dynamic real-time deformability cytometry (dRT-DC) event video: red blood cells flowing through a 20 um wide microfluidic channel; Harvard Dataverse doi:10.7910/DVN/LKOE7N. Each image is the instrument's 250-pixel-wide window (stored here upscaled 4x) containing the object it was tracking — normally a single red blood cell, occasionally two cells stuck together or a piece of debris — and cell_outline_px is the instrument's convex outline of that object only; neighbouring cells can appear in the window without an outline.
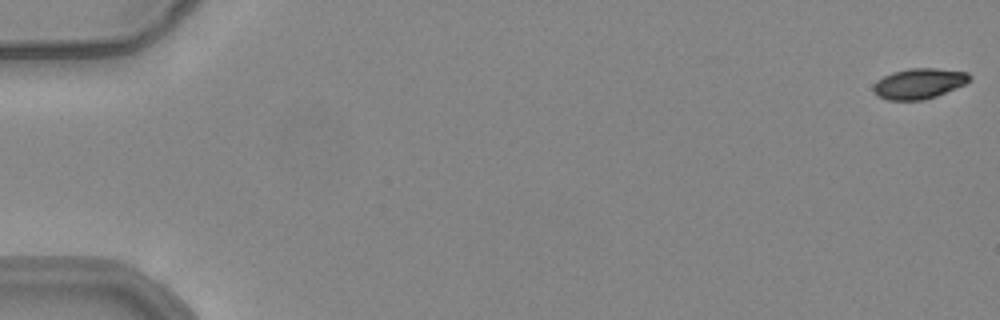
{"species": "common noctule bat (a hibernating species)", "species_latin": "Nyctalus noctula", "temperature_condition": "warm", "stored_images_in_passage": 54, "camera_frame_rate_fps": 3000, "um_per_image_px": 0.085, "animal": {"sex": "female", "body_mass_g": 24.6, "forearm_length_mm": 56.2}, "frame": {"image": 1, "passage_image": 1, "time_ms": 0.0, "image_size_px": [1000, 320], "cell_outline_px": [[972, 80], [964, 84], [936, 96], [924, 100], [888, 100], [880, 96], [872, 88], [876, 80], [892, 72], [908, 68], [936, 68], [968, 72], [972, 76]], "centroid_in_image_um": [78.14, 7.08], "position_along_channel_um": 6.9, "area_um2": 17.05}}
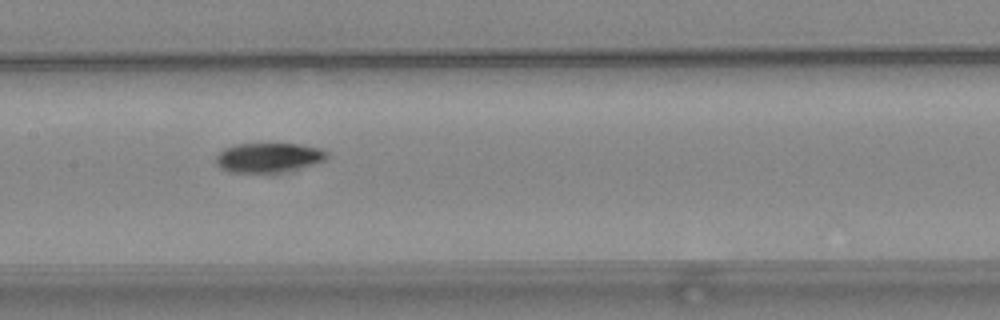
{"frame": {"image": 2, "passage_image": 28, "time_ms": 9.0, "image_size_px": [1000, 320], "cell_outline_px": [[328, 156], [324, 160], [316, 164], [284, 172], [228, 172], [220, 168], [216, 164], [216, 156], [224, 148], [236, 144], [300, 144], [320, 148], [328, 152]], "centroid_in_image_um": [22.84, 13.4], "position_along_channel_um": 184.6, "area_um2": 19.19}}
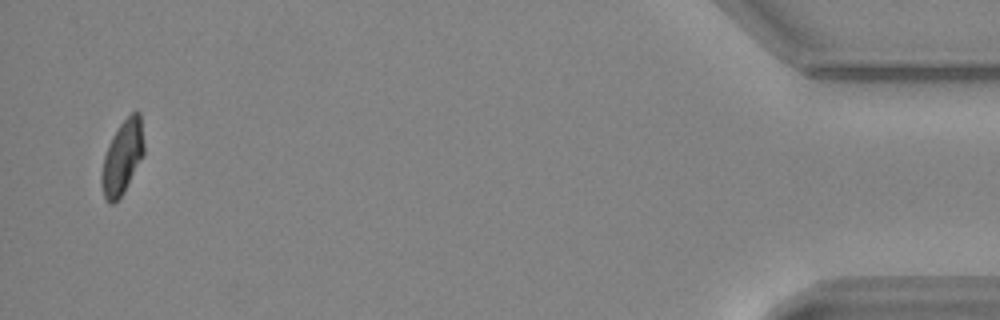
{"frame": {"image": 3, "passage_image": 53, "time_ms": 17.333, "image_size_px": [1000, 320], "cell_outline_px": [[144, 152], [124, 192], [112, 204], [108, 204], [104, 200], [100, 184], [100, 176], [104, 156], [108, 144], [112, 136], [120, 124], [132, 112], [140, 112], [144, 144]], "centroid_in_image_um": [10.37, 13.4], "position_along_channel_um": 424.8, "area_um2": 18.21}, "authors_computed_cell_mechanics": {"area_um2": 18.6983, "velocity_mm_per_s": 3.89, "shape_relaxation_time_tau1_ms": 6.4897, "shape_relaxation_time_tau2_ms": null, "deformation_change_tau1": 0.158, "deformation_change_tau2": null}}